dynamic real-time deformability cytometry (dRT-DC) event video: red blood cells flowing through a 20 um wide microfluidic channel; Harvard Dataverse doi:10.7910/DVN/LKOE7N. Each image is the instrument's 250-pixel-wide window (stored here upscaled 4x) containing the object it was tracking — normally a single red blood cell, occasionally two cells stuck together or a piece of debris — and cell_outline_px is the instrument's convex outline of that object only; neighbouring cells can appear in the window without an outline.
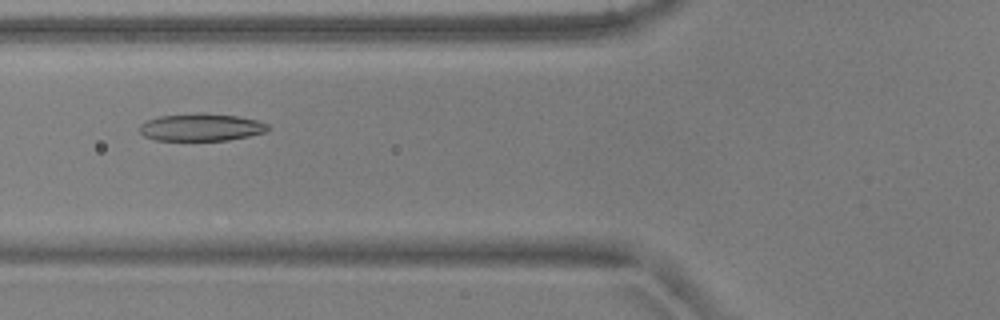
{"species": "common noctule bat (a hibernating species)", "species_latin": "Nyctalus noctula", "temperature_condition": "warm", "stored_images_in_passage": 4, "camera_frame_rate_fps": 3000, "um_per_image_px": 0.085, "animal": {"sex": "male", "body_mass_g": 17.9, "forearm_length_mm": 54.2}, "frame": {"image": 1, "passage_image": 4, "time_ms": 1.0, "image_size_px": [1000, 320], "cell_outline_px": [[272, 128], [268, 132], [228, 140], [156, 140], [144, 136], [140, 132], [140, 124], [148, 120], [160, 116], [196, 112], [204, 112], [240, 116], [256, 120], [268, 124]], "centroid_in_image_um": [17.15, 10.8], "position_along_channel_um": 108.7, "area_um2": 20.81}}